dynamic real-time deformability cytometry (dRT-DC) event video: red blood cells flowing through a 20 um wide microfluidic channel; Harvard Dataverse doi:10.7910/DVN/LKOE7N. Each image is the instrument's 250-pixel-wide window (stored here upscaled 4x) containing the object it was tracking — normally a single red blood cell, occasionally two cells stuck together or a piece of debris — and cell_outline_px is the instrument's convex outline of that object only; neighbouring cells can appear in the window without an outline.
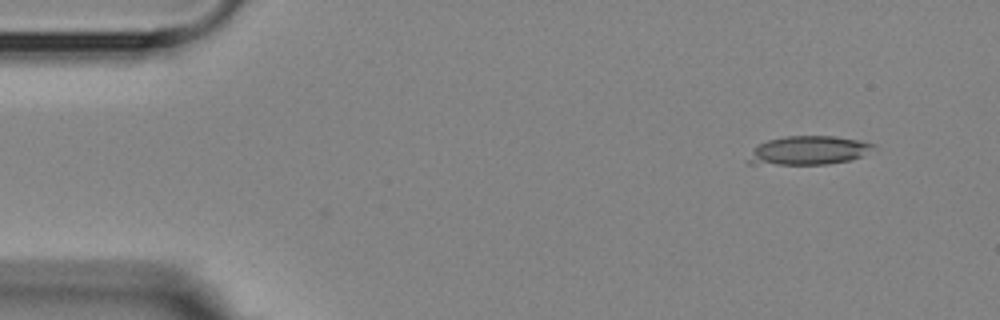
{"species": "Egyptian fruit bat (a non-hibernating species)", "species_latin": "Rousettus aegyptiacus", "temperature_condition": "room temperature", "stored_images_in_passage": 2, "camera_frame_rate_fps": 3000, "um_per_image_px": 0.085, "animal": {"sex": "female"}, "frame": {"image": 1, "passage_image": 2, "time_ms": 1.333, "image_size_px": [1000, 320], "cell_outline_px": [[876, 144], [860, 156], [848, 160], [824, 164], [748, 164], [748, 160], [752, 152], [760, 144], [768, 140], [784, 136], [836, 136], [860, 140]], "centroid_in_image_um": [68.7, 12.77], "position_along_channel_um": 16.3, "area_um2": 20.52}}